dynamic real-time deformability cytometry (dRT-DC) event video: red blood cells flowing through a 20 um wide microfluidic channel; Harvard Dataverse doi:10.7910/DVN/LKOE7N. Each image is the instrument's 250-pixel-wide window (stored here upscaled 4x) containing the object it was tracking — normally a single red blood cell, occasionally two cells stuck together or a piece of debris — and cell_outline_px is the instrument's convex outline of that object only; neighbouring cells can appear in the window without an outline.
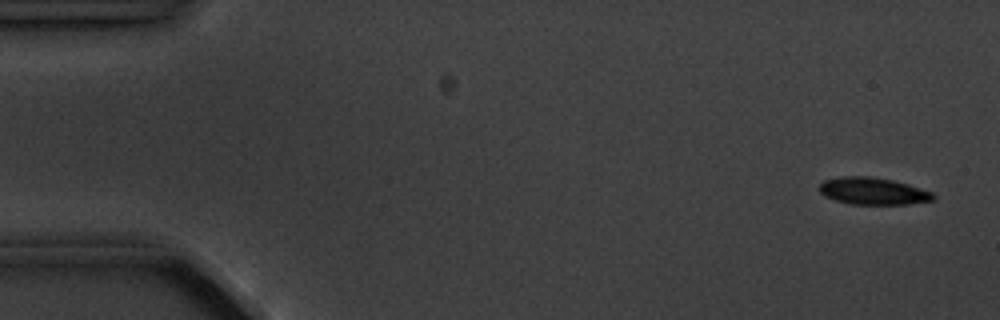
{"species": "common noctule bat (a hibernating species)", "species_latin": "Nyctalus noctula", "temperature_condition": "cold", "stored_images_in_passage": 8, "camera_frame_rate_fps": 3000, "um_per_image_px": 0.085, "animal": {"sex": "male", "body_mass_g": 20.1, "forearm_length_mm": 53.5}, "frame": {"image": 1, "passage_image": 1, "time_ms": 0.0, "image_size_px": [1000, 320], "cell_outline_px": [[936, 200], [908, 204], [852, 204], [836, 200], [820, 192], [820, 184], [824, 180], [840, 176], [868, 176], [892, 180], [908, 184], [932, 192], [936, 196]], "centroid_in_image_um": [74.25, 16.24], "position_along_channel_um": 10.8, "area_um2": 17.86}}
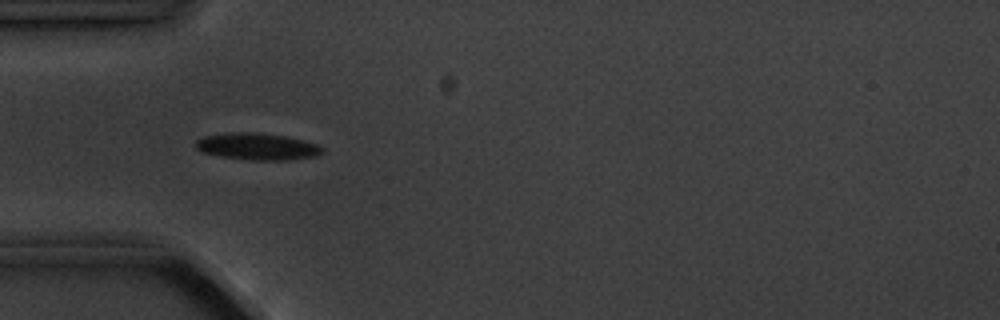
{"frame": {"image": 2, "passage_image": 5, "time_ms": 4.667, "image_size_px": [1000, 320], "cell_outline_px": [[324, 152], [316, 156], [284, 160], [252, 160], [220, 156], [204, 152], [196, 148], [196, 140], [204, 136], [232, 132], [256, 132], [284, 136], [316, 144], [324, 148]], "centroid_in_image_um": [21.87, 12.45], "position_along_channel_um": 63.1, "area_um2": 19.54}}
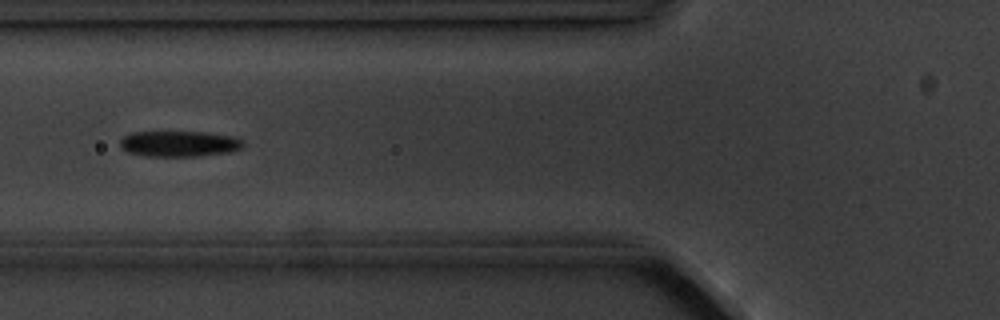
{"frame": {"image": 3, "passage_image": 6, "time_ms": 6.0, "image_size_px": [1000, 320], "cell_outline_px": [[244, 144], [240, 148], [228, 152], [200, 156], [144, 156], [124, 152], [120, 148], [120, 140], [124, 136], [132, 132], [204, 132], [232, 136], [244, 140]], "centroid_in_image_um": [15.18, 12.22], "position_along_channel_um": 110.6, "area_um2": 18.61}}